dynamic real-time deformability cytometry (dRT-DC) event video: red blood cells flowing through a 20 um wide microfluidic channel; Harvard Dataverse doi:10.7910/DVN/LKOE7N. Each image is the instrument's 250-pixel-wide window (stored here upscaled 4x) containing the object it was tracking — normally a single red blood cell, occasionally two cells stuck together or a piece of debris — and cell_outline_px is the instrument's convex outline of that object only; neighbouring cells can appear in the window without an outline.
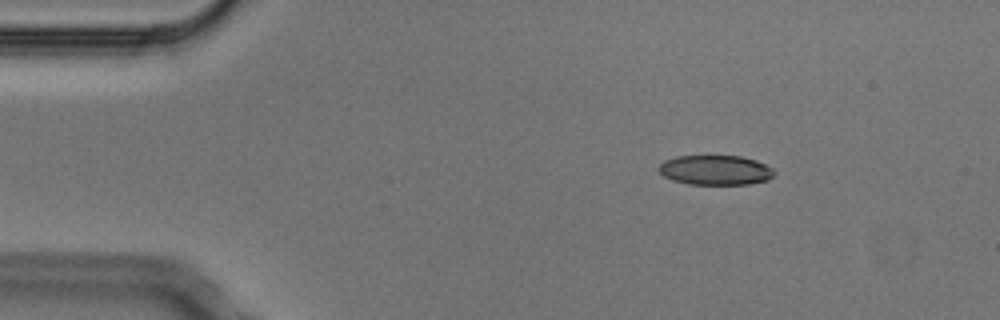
{"species": "Egyptian fruit bat (a non-hibernating species)", "species_latin": "Rousettus aegyptiacus", "temperature_condition": "cold", "stored_images_in_passage": 4, "camera_frame_rate_fps": 3000, "um_per_image_px": 0.085, "animal": {"sex": "male"}, "frame": {"image": 1, "passage_image": 2, "time_ms": 0.333, "image_size_px": [1000, 320], "cell_outline_px": [[776, 172], [768, 180], [748, 184], [688, 184], [672, 180], [664, 176], [660, 172], [660, 164], [664, 160], [676, 156], [740, 156], [756, 160], [772, 168]], "centroid_in_image_um": [60.82, 14.46], "position_along_channel_um": 24.2, "area_um2": 19.94}}